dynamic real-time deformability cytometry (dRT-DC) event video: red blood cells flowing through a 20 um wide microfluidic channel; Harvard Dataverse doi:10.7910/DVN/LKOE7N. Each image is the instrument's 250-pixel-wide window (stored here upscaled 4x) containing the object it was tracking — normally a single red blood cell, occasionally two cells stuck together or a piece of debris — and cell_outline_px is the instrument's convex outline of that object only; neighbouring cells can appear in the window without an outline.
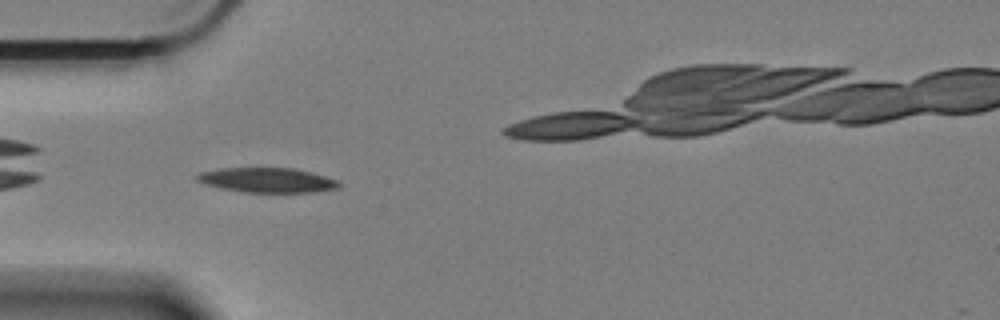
{"species": "Egyptian fruit bat (a non-hibernating species)", "species_latin": "Rousettus aegyptiacus", "temperature_condition": "cold", "stored_images_in_passage": 43, "camera_frame_rate_fps": 3000, "um_per_image_px": 0.085, "animal": {"sex": "female"}, "frame": {"image": 1, "passage_image": 3, "time_ms": 0.667, "image_size_px": [1000, 320], "cell_outline_px": [[340, 188], [316, 192], [244, 192], [220, 188], [204, 184], [196, 180], [196, 176], [200, 172], [220, 168], [292, 168], [312, 172], [336, 180], [340, 184]], "centroid_in_image_um": [22.7, 15.31], "position_along_channel_um": 62.3, "area_um2": 20.46}}
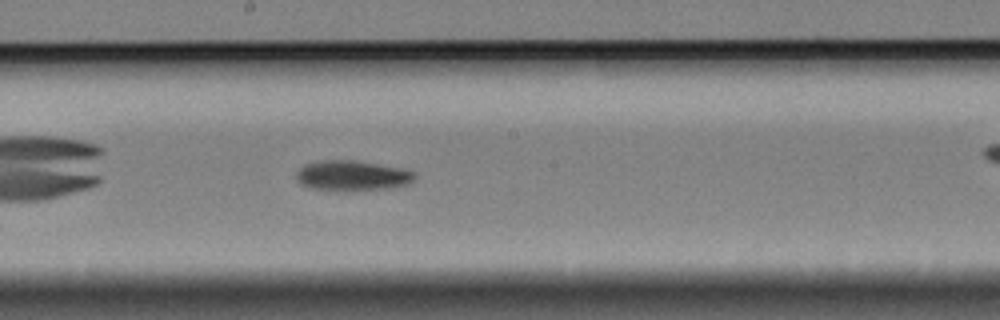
{"frame": {"image": 2, "passage_image": 17, "time_ms": 5.333, "image_size_px": [1000, 320], "cell_outline_px": [[416, 176], [408, 184], [396, 188], [344, 192], [308, 188], [300, 184], [296, 180], [296, 172], [304, 164], [320, 160], [352, 160], [400, 168], [416, 172]], "centroid_in_image_um": [29.9, 14.96], "position_along_channel_um": 218.3, "area_um2": 21.39}}
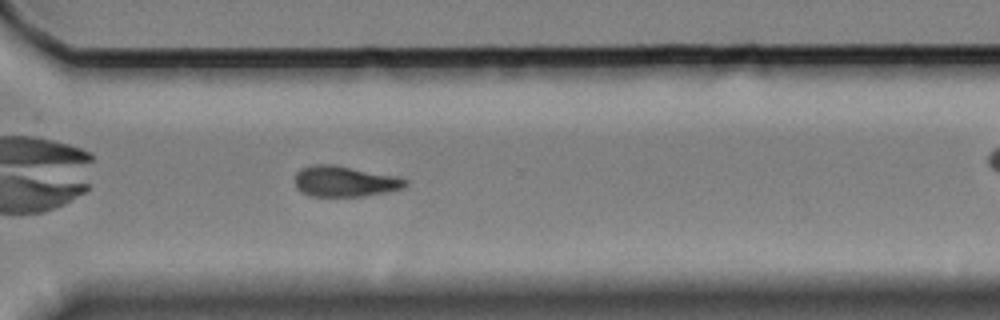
{"frame": {"image": 3, "passage_image": 28, "time_ms": 9.0, "image_size_px": [1000, 320], "cell_outline_px": [[408, 184], [404, 188], [388, 192], [364, 196], [308, 196], [300, 192], [296, 188], [296, 172], [300, 168], [316, 164], [332, 164], [396, 176], [408, 180]], "centroid_in_image_um": [29.3, 15.42], "position_along_channel_um": 341.3, "area_um2": 19.88}, "authors_computed_cell_mechanics": {"area_um2": 20.6924, "velocity_mm_per_s": 3.3557, "shape_relaxation_time_tau1_ms": 8.7761, "shape_relaxation_time_tau2_ms": null, "deformation_change_tau1": 0.1629, "deformation_change_tau2": null}}